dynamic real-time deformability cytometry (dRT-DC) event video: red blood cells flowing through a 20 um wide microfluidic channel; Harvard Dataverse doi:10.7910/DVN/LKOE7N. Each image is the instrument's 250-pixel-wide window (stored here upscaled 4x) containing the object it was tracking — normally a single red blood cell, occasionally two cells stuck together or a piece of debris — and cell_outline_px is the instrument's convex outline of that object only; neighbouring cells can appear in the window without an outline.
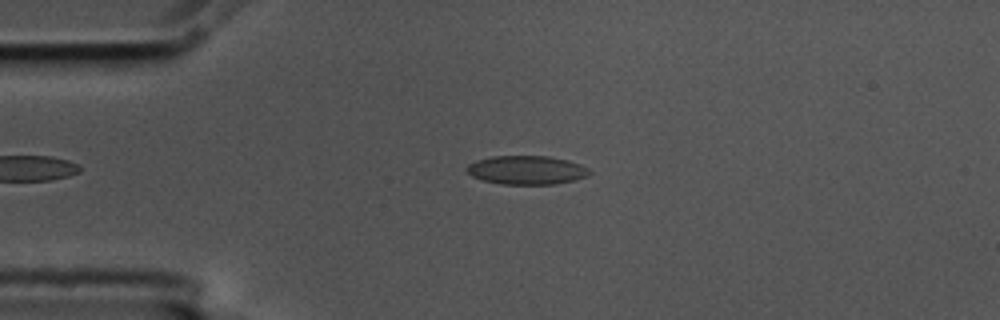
{"species": "common noctule bat (a hibernating species)", "species_latin": "Nyctalus noctula", "temperature_condition": "cold", "stored_images_in_passage": 5, "camera_frame_rate_fps": 3000, "um_per_image_px": 0.085, "animal": {"sex": "male", "body_mass_g": 17.5, "forearm_length_mm": 52.3}, "frame": {"image": 1, "passage_image": 4, "time_ms": 1.0, "image_size_px": [1000, 320], "cell_outline_px": [[592, 172], [588, 176], [576, 180], [556, 184], [504, 184], [484, 180], [472, 176], [464, 168], [468, 164], [476, 160], [492, 156], [548, 156], [568, 160], [580, 164], [588, 168]], "centroid_in_image_um": [44.79, 14.45], "position_along_channel_um": 40.2, "area_um2": 20.63}}